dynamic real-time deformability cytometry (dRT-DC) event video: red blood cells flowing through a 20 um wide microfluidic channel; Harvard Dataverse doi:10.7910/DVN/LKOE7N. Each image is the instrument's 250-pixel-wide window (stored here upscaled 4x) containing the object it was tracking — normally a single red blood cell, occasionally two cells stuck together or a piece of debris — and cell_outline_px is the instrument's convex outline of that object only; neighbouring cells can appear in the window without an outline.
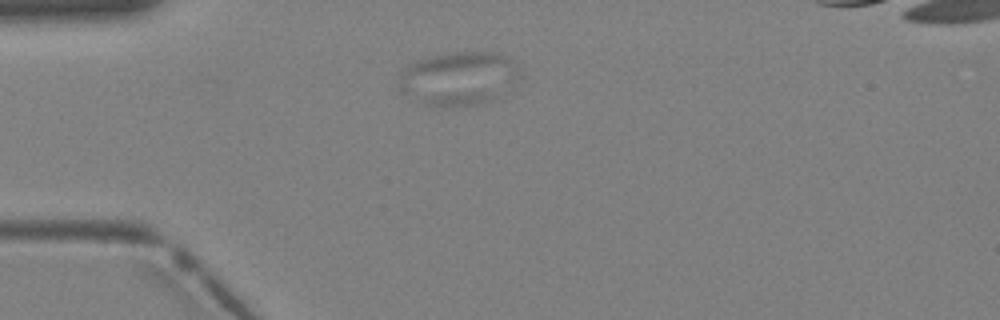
{"species": "Egyptian fruit bat (a non-hibernating species)", "species_latin": "Rousettus aegyptiacus", "temperature_condition": "warm", "stored_images_in_passage": 5, "camera_frame_rate_fps": 3000, "um_per_image_px": 0.085, "animal": {"sex": "female"}, "frame": {"image": 1, "passage_image": 3, "time_ms": 0.667, "image_size_px": [1000, 320], "cell_outline_px": [[520, 76], [500, 96], [492, 100], [480, 104], [424, 104], [412, 100], [400, 92], [396, 84], [404, 68], [408, 64], [416, 60], [432, 56], [456, 52], [492, 52], [508, 56], [520, 68]], "centroid_in_image_um": [38.96, 6.64], "position_along_channel_um": 46.0, "area_um2": 37.63}}
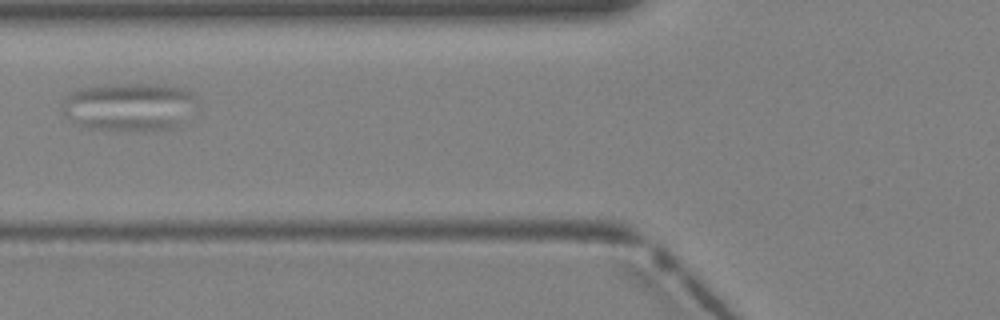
{"frame": {"image": 2, "passage_image": 5, "time_ms": 1.333, "image_size_px": [1000, 320], "cell_outline_px": [[196, 96], [176, 128], [80, 128], [72, 124], [64, 116], [64, 100], [72, 92], [80, 88], [108, 84], [164, 84], [184, 88], [192, 92]], "centroid_in_image_um": [10.87, 9.03], "position_along_channel_um": 114.9, "area_um2": 36.7}}